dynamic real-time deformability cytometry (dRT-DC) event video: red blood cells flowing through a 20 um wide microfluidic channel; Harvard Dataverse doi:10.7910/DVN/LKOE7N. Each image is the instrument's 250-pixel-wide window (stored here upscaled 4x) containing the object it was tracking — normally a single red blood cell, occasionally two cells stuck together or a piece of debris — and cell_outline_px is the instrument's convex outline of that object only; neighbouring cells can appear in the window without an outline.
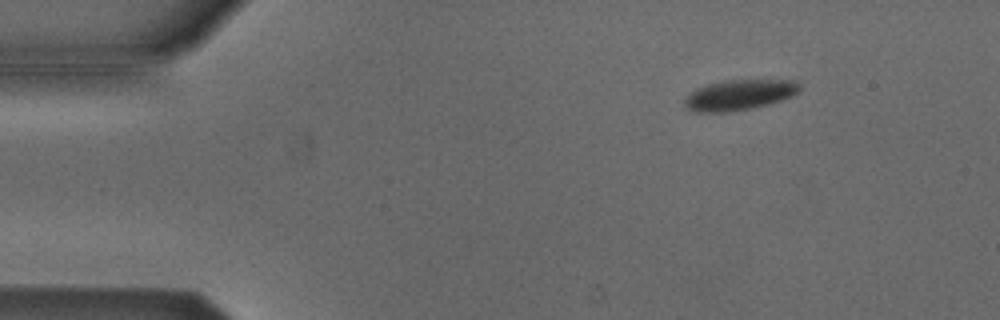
{"species": "Egyptian fruit bat (a non-hibernating species)", "species_latin": "Rousettus aegyptiacus", "temperature_condition": "cold", "stored_images_in_passage": 54, "camera_frame_rate_fps": 3000, "um_per_image_px": 0.085, "animal": {"sex": "male"}, "frame": {"image": 1, "passage_image": 7, "time_ms": 2.0, "image_size_px": [1000, 320], "cell_outline_px": [[800, 88], [792, 96], [768, 104], [752, 108], [728, 112], [696, 112], [684, 108], [684, 100], [696, 88], [708, 84], [728, 80], [796, 80], [800, 84]], "centroid_in_image_um": [62.82, 8.07], "position_along_channel_um": 22.2, "area_um2": 20.29}}
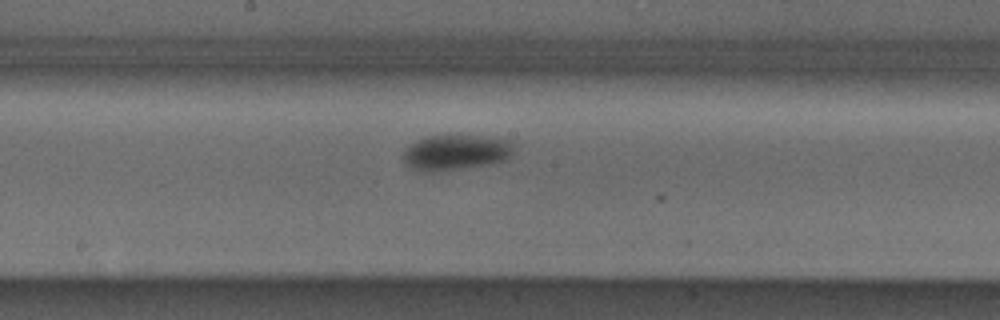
{"frame": {"image": 2, "passage_image": 28, "time_ms": 9.0, "image_size_px": [1000, 320], "cell_outline_px": [[516, 140], [512, 152], [504, 160], [488, 164], [432, 172], [424, 172], [412, 168], [400, 156], [404, 148], [416, 140], [428, 136], [448, 132]], "centroid_in_image_um": [38.72, 12.89], "position_along_channel_um": 209.5, "area_um2": 23.64}}
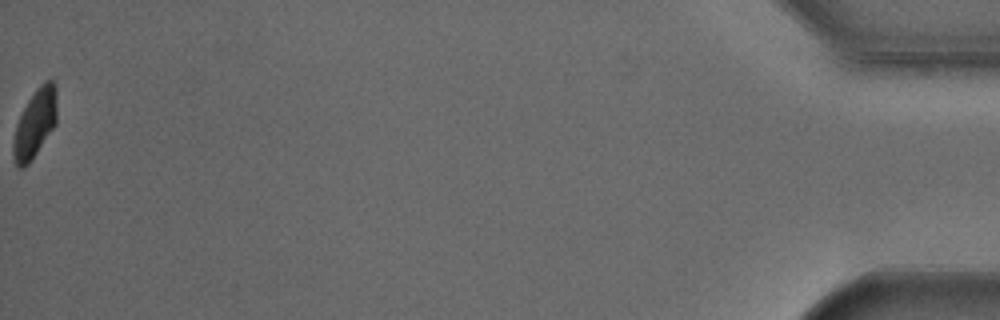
{"frame": {"image": 3, "passage_image": 54, "time_ms": 17.667, "image_size_px": [1000, 320], "cell_outline_px": [[56, 124], [28, 164], [24, 168], [20, 168], [16, 164], [12, 156], [12, 144], [16, 124], [28, 100], [36, 88], [44, 80], [52, 80], [56, 84]], "centroid_in_image_um": [2.96, 10.48], "position_along_channel_um": 432.2, "area_um2": 17.34}, "authors_computed_cell_mechanics": {"area_um2": 21.0681, "velocity_mm_per_s": 3.7947, "shape_relaxation_time_tau1_ms": 1.8902, "shape_relaxation_time_tau2_ms": null, "deformation_change_tau1": 0.0598, "deformation_change_tau2": null}}